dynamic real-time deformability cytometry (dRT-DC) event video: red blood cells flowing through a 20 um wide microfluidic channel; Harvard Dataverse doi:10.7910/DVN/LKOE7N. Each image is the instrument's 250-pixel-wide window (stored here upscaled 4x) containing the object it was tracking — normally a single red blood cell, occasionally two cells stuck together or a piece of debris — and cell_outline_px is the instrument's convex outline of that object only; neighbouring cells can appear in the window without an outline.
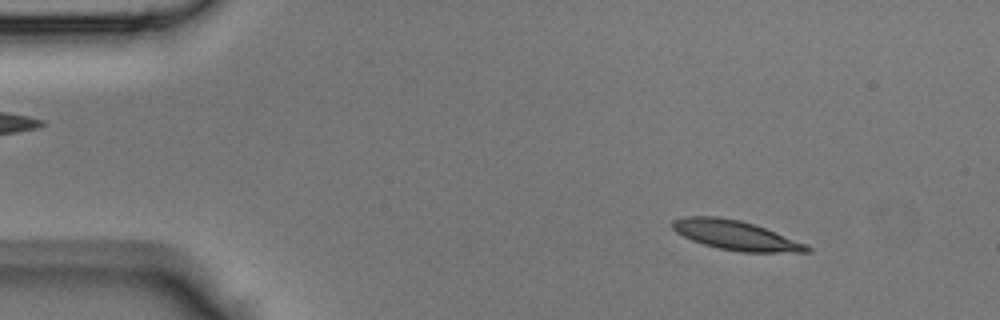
{"species": "Egyptian fruit bat (a non-hibernating species)", "species_latin": "Rousettus aegyptiacus", "temperature_condition": "room temperature", "stored_images_in_passage": 42, "camera_frame_rate_fps": 3000, "um_per_image_px": 0.085, "animal": {"sex": "male"}, "frame": {"image": 1, "passage_image": 5, "time_ms": 1.333, "image_size_px": [1000, 320], "cell_outline_px": [[812, 252], [740, 252], [720, 248], [704, 244], [692, 240], [676, 232], [672, 228], [672, 220], [684, 216], [720, 216], [740, 220], [764, 228], [808, 244], [812, 248]], "centroid_in_image_um": [62.54, 19.99], "position_along_channel_um": 22.5, "area_um2": 23.0}}
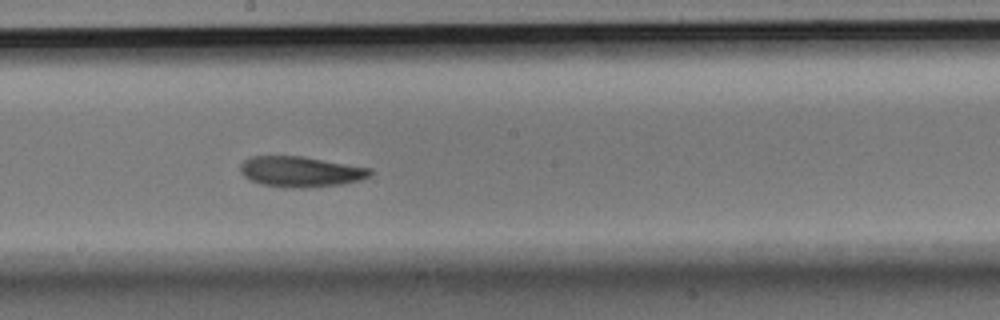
{"frame": {"image": 2, "passage_image": 23, "time_ms": 7.333, "image_size_px": [1000, 320], "cell_outline_px": [[372, 172], [368, 176], [360, 180], [344, 184], [300, 188], [284, 188], [260, 184], [244, 176], [240, 172], [240, 164], [248, 156], [304, 156], [372, 168]], "centroid_in_image_um": [25.54, 14.59], "position_along_channel_um": 222.7, "area_um2": 23.35}}
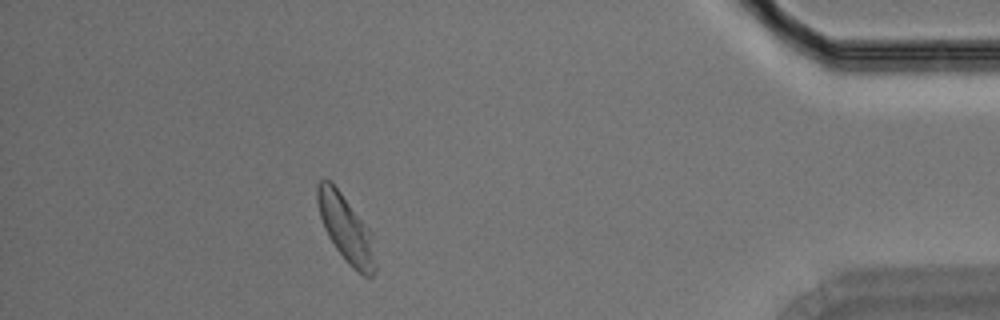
{"frame": {"image": 3, "passage_image": 38, "time_ms": 12.333, "image_size_px": [1000, 320], "cell_outline_px": [[376, 272], [372, 276], [364, 276], [356, 272], [348, 264], [336, 248], [328, 236], [324, 228], [320, 216], [316, 200], [316, 184], [324, 176], [332, 180], [372, 232], [376, 264]], "centroid_in_image_um": [29.4, 19.4], "position_along_channel_um": 405.8, "area_um2": 23.12}}